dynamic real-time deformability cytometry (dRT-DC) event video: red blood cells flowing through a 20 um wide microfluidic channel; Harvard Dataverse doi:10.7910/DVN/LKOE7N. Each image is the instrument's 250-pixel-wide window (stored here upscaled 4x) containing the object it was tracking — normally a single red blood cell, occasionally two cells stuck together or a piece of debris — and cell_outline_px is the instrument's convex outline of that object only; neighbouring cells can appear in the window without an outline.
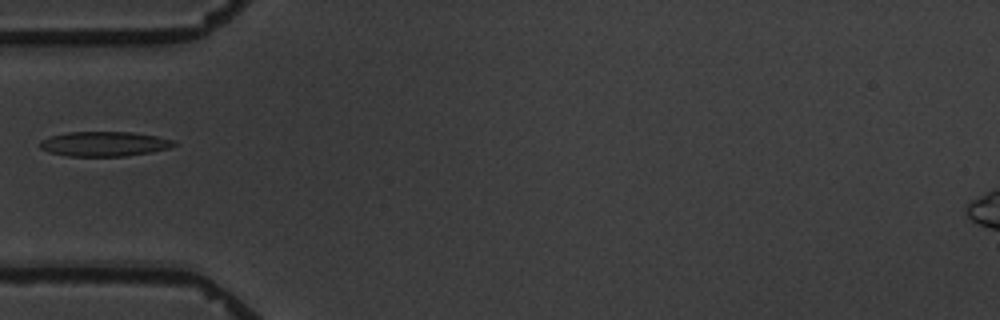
{"species": "common noctule bat (a hibernating species)", "species_latin": "Nyctalus noctula", "temperature_condition": "warm", "stored_images_in_passage": 1, "camera_frame_rate_fps": 3000, "um_per_image_px": 0.085, "animal": {"sex": "male", "body_mass_g": 19.5, "forearm_length_mm": 54.6}, "frame": {"image": 1, "passage_image": 1, "time_ms": 0.0, "image_size_px": [1000, 320], "cell_outline_px": [[176, 144], [168, 148], [152, 152], [124, 156], [68, 156], [48, 152], [40, 148], [40, 140], [48, 136], [68, 132], [132, 132], [156, 136], [176, 140]], "centroid_in_image_um": [8.84, 12.23], "position_along_channel_um": 76.2, "area_um2": 19.42}}